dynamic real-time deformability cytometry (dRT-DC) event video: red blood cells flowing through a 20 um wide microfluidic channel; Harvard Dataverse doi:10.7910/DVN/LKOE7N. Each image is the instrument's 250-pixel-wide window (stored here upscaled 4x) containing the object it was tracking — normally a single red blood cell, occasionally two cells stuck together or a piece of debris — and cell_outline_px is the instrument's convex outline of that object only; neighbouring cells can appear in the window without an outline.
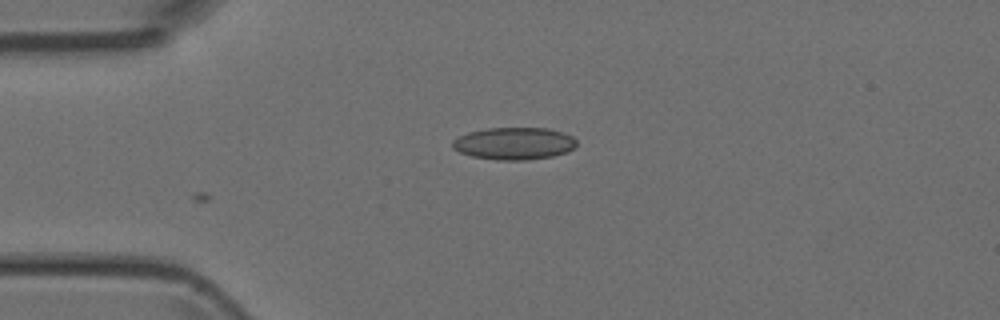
{"species": "Egyptian fruit bat (a non-hibernating species)", "species_latin": "Rousettus aegyptiacus", "temperature_condition": "room temperature", "stored_images_in_passage": 11, "camera_frame_rate_fps": 3000, "um_per_image_px": 0.085, "animal": {"sex": "female"}, "frame": {"image": 1, "passage_image": 11, "time_ms": 3.333, "image_size_px": [1000, 320], "cell_outline_px": [[576, 148], [552, 156], [524, 160], [496, 160], [472, 156], [460, 152], [452, 148], [452, 140], [468, 132], [484, 128], [548, 128], [572, 136], [576, 140]], "centroid_in_image_um": [43.67, 12.19], "position_along_channel_um": 41.3, "area_um2": 23.29}}